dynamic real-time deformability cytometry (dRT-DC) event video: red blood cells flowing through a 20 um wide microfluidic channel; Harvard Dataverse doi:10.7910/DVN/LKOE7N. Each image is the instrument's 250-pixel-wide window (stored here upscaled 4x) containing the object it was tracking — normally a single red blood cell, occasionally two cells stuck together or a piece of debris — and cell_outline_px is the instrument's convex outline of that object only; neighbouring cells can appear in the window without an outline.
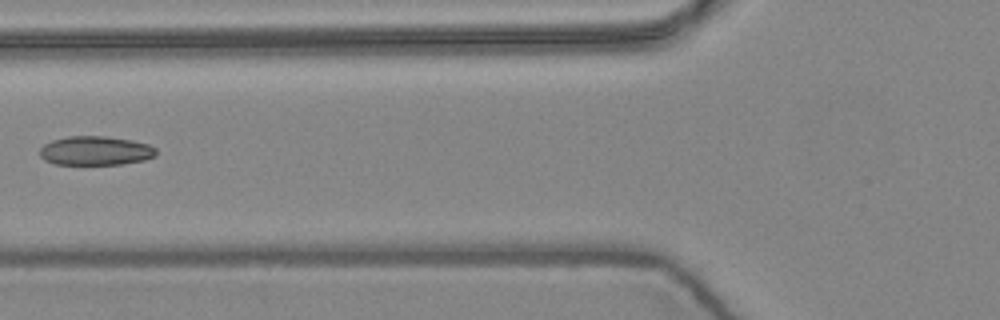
{"species": "common noctule bat (a hibernating species)", "species_latin": "Nyctalus noctula", "temperature_condition": "warm", "stored_images_in_passage": 7, "camera_frame_rate_fps": 3000, "um_per_image_px": 0.085, "animal": {"sex": "female", "body_mass_g": 24.6, "forearm_length_mm": 56.2}, "frame": {"image": 1, "passage_image": 6, "time_ms": 1.667, "image_size_px": [1000, 320], "cell_outline_px": [[156, 156], [144, 160], [124, 164], [56, 164], [44, 160], [40, 156], [40, 148], [44, 144], [52, 140], [68, 136], [104, 136], [132, 140], [148, 144], [156, 148]], "centroid_in_image_um": [8.12, 12.81], "position_along_channel_um": 117.7, "area_um2": 19.77}}
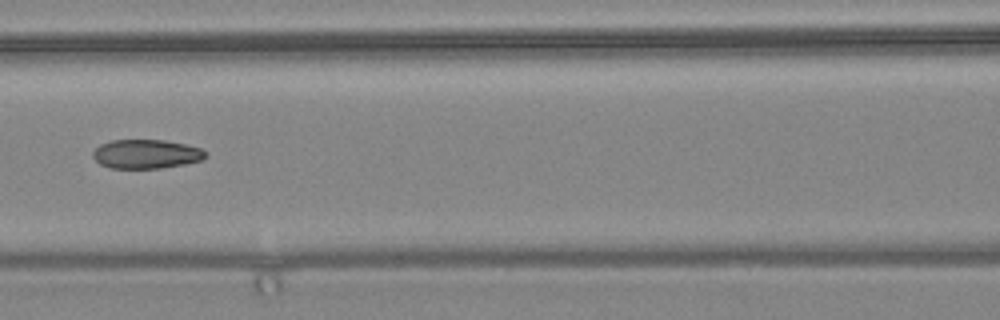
{"frame": {"image": 2, "passage_image": 7, "time_ms": 2.0, "image_size_px": [1000, 320], "cell_outline_px": [[208, 156], [200, 160], [184, 164], [160, 168], [108, 168], [100, 164], [92, 156], [92, 152], [100, 144], [112, 140], [164, 140], [184, 144], [200, 148]], "centroid_in_image_um": [12.38, 13.09], "position_along_channel_um": 154.2, "area_um2": 18.96}}